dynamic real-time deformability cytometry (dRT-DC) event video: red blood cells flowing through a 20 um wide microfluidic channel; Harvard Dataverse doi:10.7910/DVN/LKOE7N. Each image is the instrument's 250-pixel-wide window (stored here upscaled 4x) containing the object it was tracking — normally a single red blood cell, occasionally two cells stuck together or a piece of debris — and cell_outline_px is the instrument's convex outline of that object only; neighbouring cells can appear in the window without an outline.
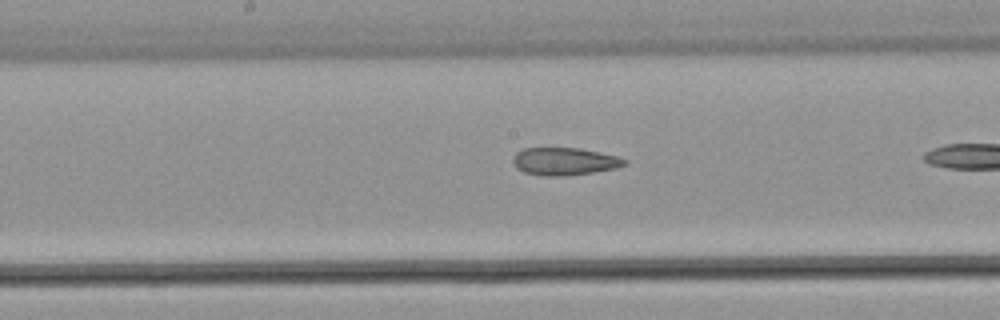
{"species": "common noctule bat (a hibernating species)", "species_latin": "Nyctalus noctula", "temperature_condition": "warm", "stored_images_in_passage": 14, "camera_frame_rate_fps": 3000, "um_per_image_px": 0.085, "animal": {"sex": "male", "body_mass_g": 21.5, "forearm_length_mm": 52.0}, "frame": {"image": 1, "passage_image": 12, "time_ms": 3.667, "image_size_px": [1000, 320], "cell_outline_px": [[628, 164], [616, 168], [568, 176], [540, 176], [524, 172], [516, 168], [512, 164], [512, 160], [516, 152], [524, 148], [580, 148], [616, 156], [628, 160]], "centroid_in_image_um": [47.95, 13.73], "position_along_channel_um": 200.2, "area_um2": 18.09}}